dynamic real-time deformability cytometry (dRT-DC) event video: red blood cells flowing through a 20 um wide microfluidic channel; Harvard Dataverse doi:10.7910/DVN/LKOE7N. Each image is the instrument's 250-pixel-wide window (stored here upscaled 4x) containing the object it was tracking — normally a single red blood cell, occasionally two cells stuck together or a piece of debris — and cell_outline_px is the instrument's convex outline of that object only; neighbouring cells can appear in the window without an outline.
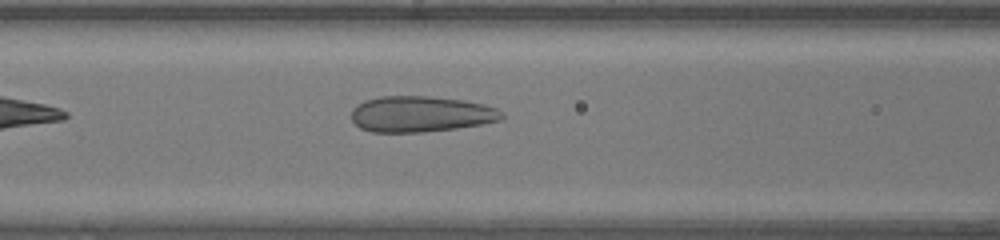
{"species": "human", "species_latin": "Homo sapiens", "temperature_condition": "warm", "stored_images_in_passage": 36, "camera_frame_rate_fps": 3000, "um_per_image_px": 0.085, "donor": {"sex": "female"}, "frame": {"image": 1, "passage_image": 8, "time_ms": 2.333, "image_size_px": [1000, 240], "cell_outline_px": [[504, 116], [500, 120], [480, 124], [456, 128], [424, 132], [372, 132], [360, 128], [352, 120], [352, 108], [368, 100], [380, 96], [428, 96], [464, 100], [484, 104], [496, 108]], "centroid_in_image_um": [35.76, 9.7], "position_along_channel_um": 130.8, "area_um2": 31.27}}
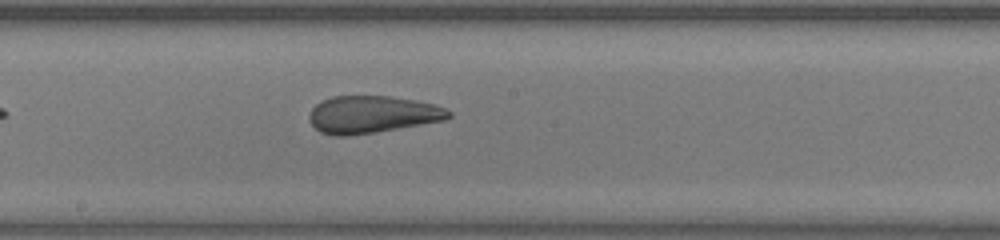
{"frame": {"image": 2, "passage_image": 14, "time_ms": 4.333, "image_size_px": [1000, 240], "cell_outline_px": [[452, 116], [444, 120], [348, 136], [332, 136], [320, 132], [308, 120], [308, 116], [312, 108], [320, 100], [332, 96], [392, 96], [416, 100], [436, 104], [452, 112]], "centroid_in_image_um": [31.6, 9.71], "position_along_channel_um": 216.6, "area_um2": 30.29}}
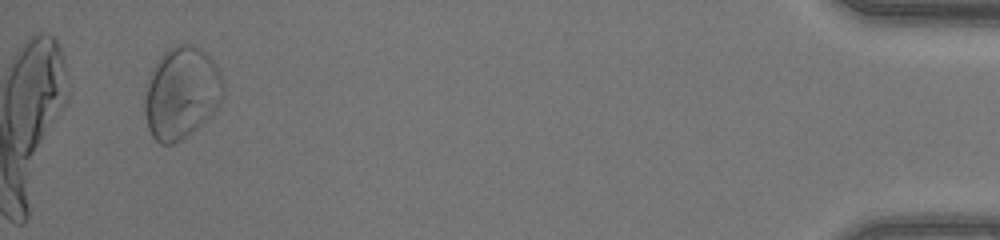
{"frame": {"image": 3, "passage_image": 34, "time_ms": 11.0, "image_size_px": [1000, 240], "cell_outline_px": [[224, 96], [216, 108], [196, 128], [180, 140], [172, 144], [160, 144], [152, 136], [148, 128], [144, 112], [144, 88], [152, 68], [164, 52], [168, 48], [180, 44], [192, 44], [204, 52], [212, 60], [220, 72], [224, 84]], "centroid_in_image_um": [15.39, 7.89], "position_along_channel_um": 419.8, "area_um2": 42.08}, "authors_computed_cell_mechanics": {"area_um2": 32.9749, "velocity_mm_per_s": 4.3002, "shape_relaxation_time_tau1_ms": null, "shape_relaxation_time_tau2_ms": 1.0807, "deformation_change_tau1": null, "deformation_change_tau2": 0.0933}}